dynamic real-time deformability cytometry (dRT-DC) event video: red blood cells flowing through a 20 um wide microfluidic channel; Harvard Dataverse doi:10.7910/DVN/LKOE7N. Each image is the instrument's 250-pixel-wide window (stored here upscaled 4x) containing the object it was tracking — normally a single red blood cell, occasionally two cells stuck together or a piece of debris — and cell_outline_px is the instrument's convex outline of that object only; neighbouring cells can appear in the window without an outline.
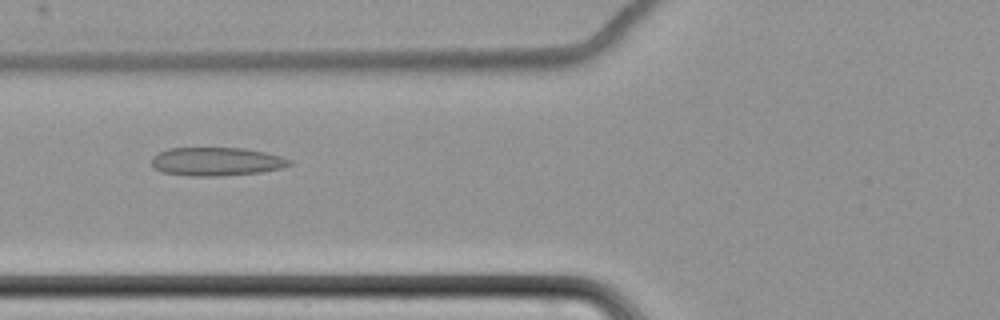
{"species": "common noctule bat (a hibernating species)", "species_latin": "Nyctalus noctula", "temperature_condition": "cold", "stored_images_in_passage": 7, "camera_frame_rate_fps": 3000, "um_per_image_px": 0.085, "animal": {"sex": "female", "body_mass_g": 22.7, "forearm_length_mm": 54.2}, "frame": {"image": 1, "passage_image": 7, "time_ms": 7.333, "image_size_px": [1000, 320], "cell_outline_px": [[292, 164], [280, 168], [260, 172], [220, 176], [188, 176], [160, 172], [152, 168], [152, 156], [168, 148], [244, 148], [264, 152], [280, 156], [292, 160]], "centroid_in_image_um": [18.35, 13.74], "position_along_channel_um": 107.4, "area_um2": 22.95}}